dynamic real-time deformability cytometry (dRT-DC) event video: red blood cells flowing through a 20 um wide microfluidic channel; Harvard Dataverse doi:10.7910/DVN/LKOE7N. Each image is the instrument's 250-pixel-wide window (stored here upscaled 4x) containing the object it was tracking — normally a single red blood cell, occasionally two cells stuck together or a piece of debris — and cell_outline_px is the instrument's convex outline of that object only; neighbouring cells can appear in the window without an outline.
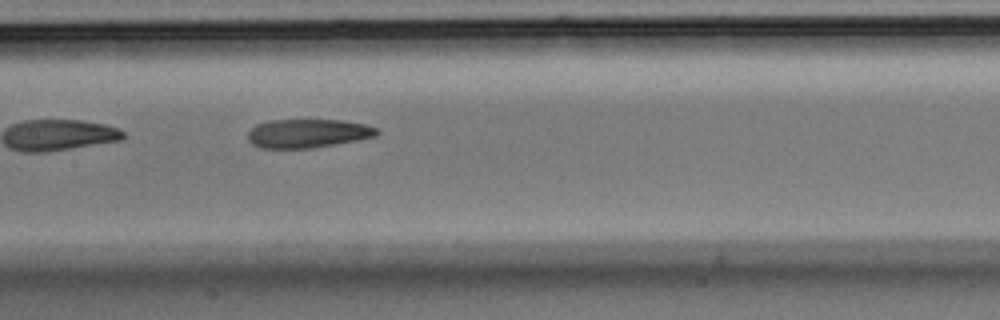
{"species": "Egyptian fruit bat (a non-hibernating species)", "species_latin": "Rousettus aegyptiacus", "temperature_condition": "room temperature", "stored_images_in_passage": 8, "camera_frame_rate_fps": 3000, "um_per_image_px": 0.085, "animal": {"sex": "male"}, "frame": {"image": 1, "passage_image": 8, "time_ms": 2.333, "image_size_px": [1000, 320], "cell_outline_px": [[380, 132], [376, 136], [356, 140], [312, 148], [260, 148], [252, 144], [248, 140], [248, 132], [256, 124], [272, 120], [340, 120], [364, 124], [376, 128]], "centroid_in_image_um": [26.13, 11.34], "position_along_channel_um": 181.3, "area_um2": 21.44}}